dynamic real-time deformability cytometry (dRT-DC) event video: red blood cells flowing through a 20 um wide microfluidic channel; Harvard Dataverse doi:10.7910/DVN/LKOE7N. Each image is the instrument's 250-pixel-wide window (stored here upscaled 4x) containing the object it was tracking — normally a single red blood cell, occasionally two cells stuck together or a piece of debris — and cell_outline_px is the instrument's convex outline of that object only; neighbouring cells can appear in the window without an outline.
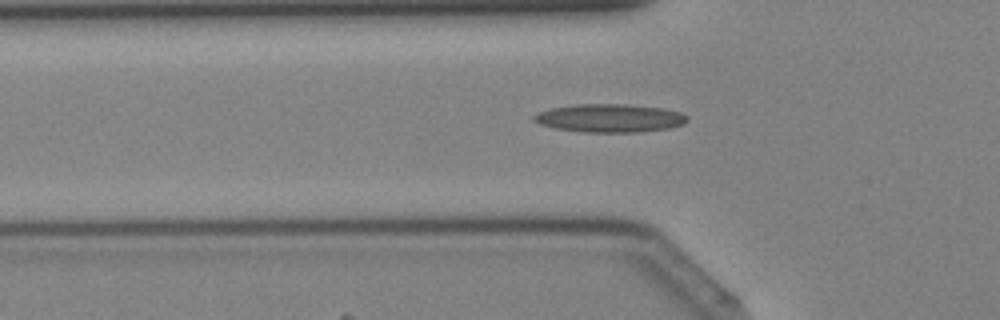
{"species": "Egyptian fruit bat (a non-hibernating species)", "species_latin": "Rousettus aegyptiacus", "temperature_condition": "cold", "stored_images_in_passage": 39, "camera_frame_rate_fps": 3000, "um_per_image_px": 0.085, "animal": {"sex": "female"}, "frame": {"image": 1, "passage_image": 11, "time_ms": 3.333, "image_size_px": [1000, 320], "cell_outline_px": [[688, 120], [684, 124], [668, 128], [636, 132], [584, 132], [556, 128], [540, 124], [532, 120], [532, 116], [548, 108], [576, 104], [624, 104], [660, 108], [680, 112], [688, 116]], "centroid_in_image_um": [51.8, 10.03], "position_along_channel_um": 74.0, "area_um2": 25.14}}
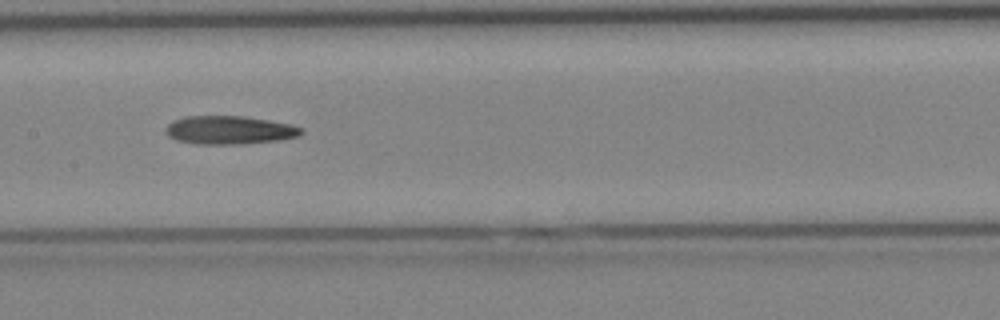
{"frame": {"image": 2, "passage_image": 18, "time_ms": 5.667, "image_size_px": [1000, 320], "cell_outline_px": [[304, 132], [300, 136], [280, 140], [240, 144], [196, 144], [176, 140], [168, 136], [168, 124], [184, 116], [244, 116], [292, 124], [304, 128]], "centroid_in_image_um": [19.58, 11.06], "position_along_channel_um": 187.8, "area_um2": 22.43}}
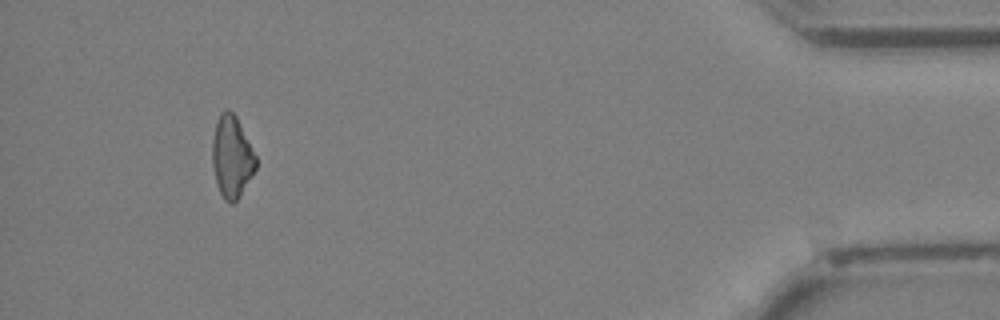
{"frame": {"image": 3, "passage_image": 36, "time_ms": 11.667, "image_size_px": [1000, 320], "cell_outline_px": [[256, 168], [252, 176], [240, 196], [232, 204], [224, 200], [216, 184], [212, 164], [212, 140], [216, 120], [220, 112], [228, 108], [236, 116], [256, 156]], "centroid_in_image_um": [19.68, 13.32], "position_along_channel_um": 415.5, "area_um2": 20.87}}